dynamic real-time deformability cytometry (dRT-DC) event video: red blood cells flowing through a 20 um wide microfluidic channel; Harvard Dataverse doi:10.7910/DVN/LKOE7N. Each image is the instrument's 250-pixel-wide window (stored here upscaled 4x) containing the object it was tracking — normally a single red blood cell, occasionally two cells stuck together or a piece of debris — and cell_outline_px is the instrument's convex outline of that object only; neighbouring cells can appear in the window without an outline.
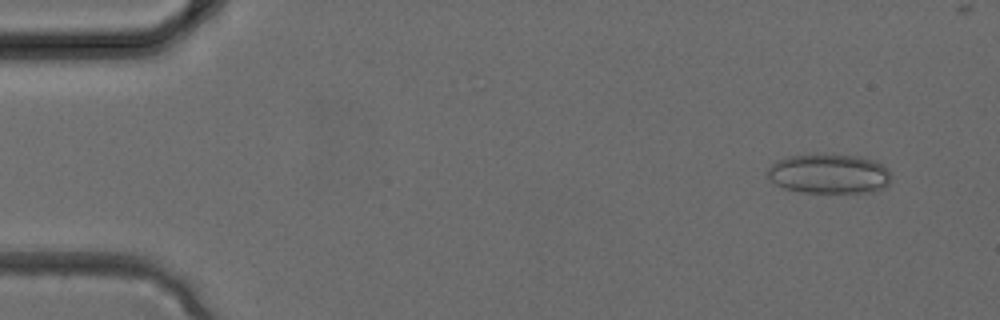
{"species": "common noctule bat (a hibernating species)", "species_latin": "Nyctalus noctula", "temperature_condition": "cold", "stored_images_in_passage": 4, "camera_frame_rate_fps": 3000, "um_per_image_px": 0.085, "animal": {"sex": "female", "body_mass_g": 24.6, "forearm_length_mm": 56.2}, "frame": {"image": 1, "passage_image": 1, "time_ms": 0.0, "image_size_px": [1000, 320], "cell_outline_px": [[888, 184], [884, 188], [872, 192], [800, 192], [784, 188], [776, 184], [768, 176], [768, 168], [772, 164], [788, 156], [856, 156], [876, 160], [888, 168]], "centroid_in_image_um": [70.49, 14.8], "position_along_channel_um": 14.5, "area_um2": 27.86}}